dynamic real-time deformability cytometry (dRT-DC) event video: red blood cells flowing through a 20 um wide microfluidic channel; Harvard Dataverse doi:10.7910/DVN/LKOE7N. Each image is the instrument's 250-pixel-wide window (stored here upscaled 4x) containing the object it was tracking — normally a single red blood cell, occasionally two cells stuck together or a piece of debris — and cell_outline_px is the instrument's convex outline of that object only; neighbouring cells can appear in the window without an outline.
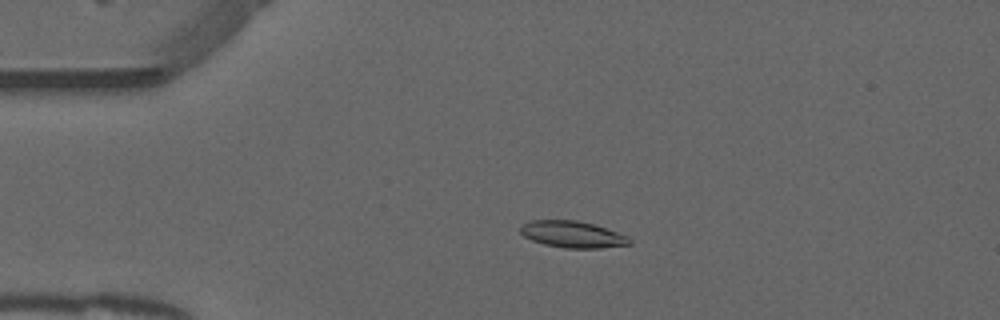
{"species": "common noctule bat (a hibernating species)", "species_latin": "Nyctalus noctula", "temperature_condition": "warm", "stored_images_in_passage": 52, "camera_frame_rate_fps": 3000, "um_per_image_px": 0.085, "animal": {"sex": "male", "forearm_length_mm": 52.5}, "frame": {"image": 1, "passage_image": 11, "time_ms": 3.333, "image_size_px": [1000, 320], "cell_outline_px": [[632, 244], [600, 248], [564, 248], [544, 244], [532, 240], [524, 236], [520, 232], [520, 228], [524, 224], [532, 220], [576, 220], [596, 224], [628, 236], [632, 240]], "centroid_in_image_um": [48.7, 19.92], "position_along_channel_um": 36.3, "area_um2": 16.99}}
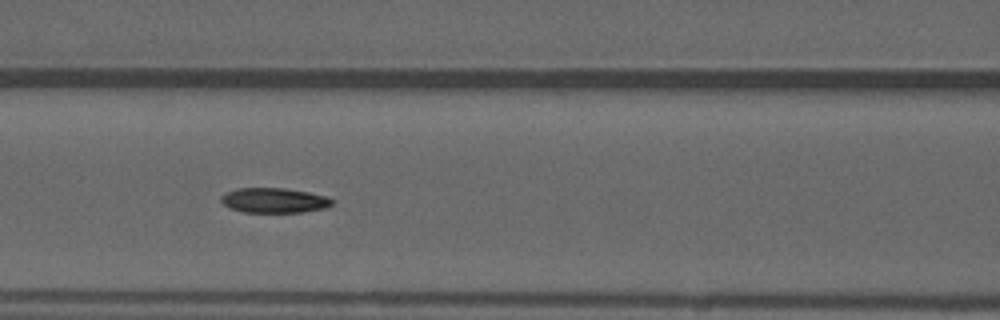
{"frame": {"image": 2, "passage_image": 22, "time_ms": 7.0, "image_size_px": [1000, 320], "cell_outline_px": [[336, 200], [328, 208], [304, 212], [244, 212], [232, 208], [224, 204], [220, 200], [220, 196], [236, 188], [284, 188], [308, 192], [328, 196]], "centroid_in_image_um": [23.37, 17.03], "position_along_channel_um": 143.2, "area_um2": 16.24}}
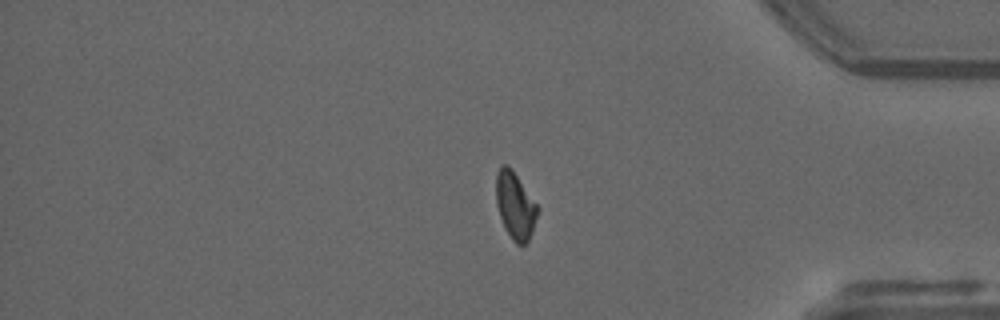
{"frame": {"image": 3, "passage_image": 43, "time_ms": 14.0, "image_size_px": [1000, 320], "cell_outline_px": [[540, 208], [528, 244], [516, 244], [512, 240], [504, 228], [496, 204], [496, 176], [500, 168], [504, 164], [508, 164], [512, 168]], "centroid_in_image_um": [43.81, 17.49], "position_along_channel_um": 391.4, "area_um2": 16.42}, "authors_computed_cell_mechanics": {"area_um2": 16.4441, "velocity_mm_per_s": 3.9048, "shape_relaxation_time_tau1_ms": 7.1125, "shape_relaxation_time_tau2_ms": 4.1663, "deformation_change_tau1": 0.1778, "deformation_change_tau2": 0.1017}}